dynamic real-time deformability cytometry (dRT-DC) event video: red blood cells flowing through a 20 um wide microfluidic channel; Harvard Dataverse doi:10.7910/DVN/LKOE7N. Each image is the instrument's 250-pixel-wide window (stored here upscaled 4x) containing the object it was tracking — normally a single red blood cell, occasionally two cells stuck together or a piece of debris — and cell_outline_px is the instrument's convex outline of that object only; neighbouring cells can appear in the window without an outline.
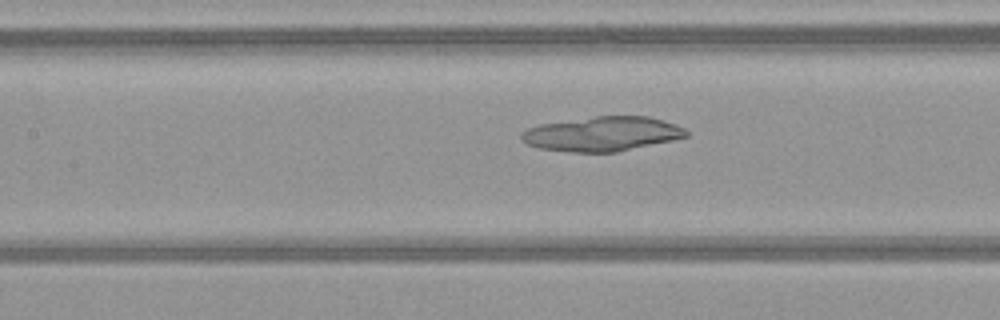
{"species": "common noctule bat (a hibernating species)", "species_latin": "Nyctalus noctula", "temperature_condition": "warm", "stored_images_in_passage": 51, "camera_frame_rate_fps": 3000, "um_per_image_px": 0.085, "animal": {"sex": "female", "body_mass_g": 21.9}, "frame": {"image": 1, "passage_image": 24, "time_ms": 7.667, "image_size_px": [1000, 320], "cell_outline_px": [[688, 136], [672, 140], [616, 152], [572, 152], [540, 148], [528, 144], [520, 140], [520, 132], [528, 128], [540, 124], [596, 116], [648, 116], [676, 124], [684, 128], [688, 132]], "centroid_in_image_um": [51.17, 11.38], "position_along_channel_um": 156.2, "area_um2": 33.0}}
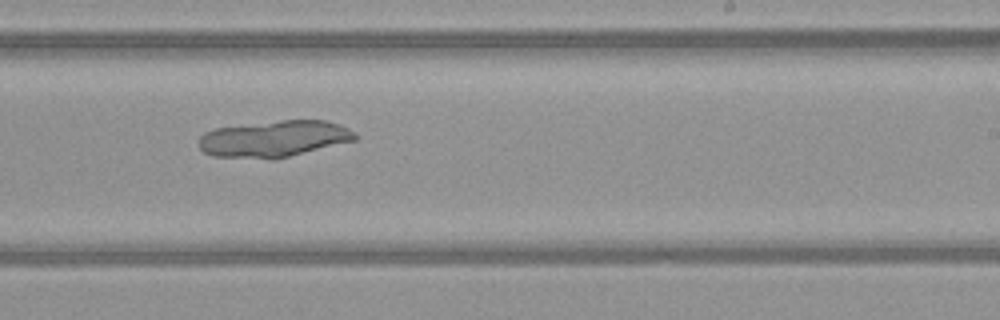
{"frame": {"image": 2, "passage_image": 32, "time_ms": 10.333, "image_size_px": [1000, 320], "cell_outline_px": [[356, 140], [276, 160], [272, 160], [212, 156], [204, 152], [196, 144], [200, 136], [204, 132], [216, 128], [280, 120], [324, 120], [340, 124], [356, 132]], "centroid_in_image_um": [23.28, 11.81], "position_along_channel_um": 265.7, "area_um2": 33.7}}
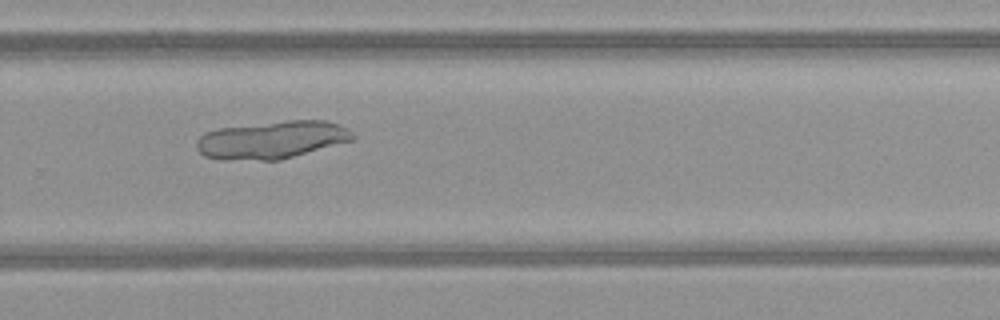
{"frame": {"image": 3, "passage_image": 35, "time_ms": 11.333, "image_size_px": [1000, 320], "cell_outline_px": [[356, 140], [280, 160], [220, 160], [204, 156], [196, 148], [196, 140], [204, 132], [220, 128], [288, 120], [328, 120], [352, 132], [356, 136]], "centroid_in_image_um": [23.11, 11.9], "position_along_channel_um": 306.7, "area_um2": 34.56}}